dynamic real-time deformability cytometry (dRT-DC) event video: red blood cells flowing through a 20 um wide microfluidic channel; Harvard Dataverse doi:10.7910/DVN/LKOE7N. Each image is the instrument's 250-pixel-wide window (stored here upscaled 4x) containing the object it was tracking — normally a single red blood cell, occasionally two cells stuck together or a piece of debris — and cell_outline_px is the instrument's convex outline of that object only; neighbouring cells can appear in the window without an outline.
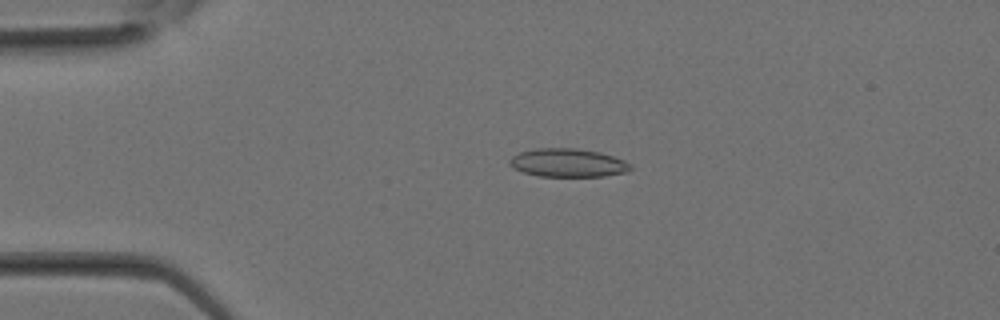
{"species": "Egyptian fruit bat (a non-hibernating species)", "species_latin": "Rousettus aegyptiacus", "temperature_condition": "room temperature", "stored_images_in_passage": 31, "camera_frame_rate_fps": 3000, "um_per_image_px": 0.085, "animal": {"sex": "female"}, "frame": {"image": 1, "passage_image": 6, "time_ms": 1.667, "image_size_px": [1000, 320], "cell_outline_px": [[632, 168], [628, 172], [604, 176], [540, 176], [524, 172], [512, 168], [508, 164], [508, 160], [512, 156], [520, 152], [536, 148], [576, 148], [600, 152], [624, 160], [632, 164]], "centroid_in_image_um": [48.27, 13.83], "position_along_channel_um": 36.7, "area_um2": 20.11}}
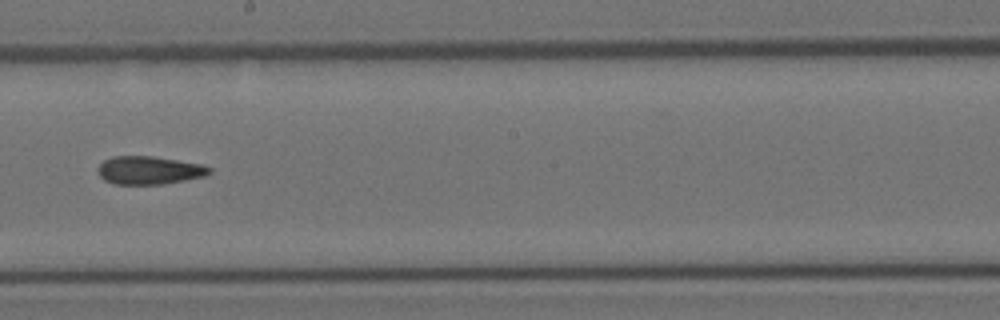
{"frame": {"image": 2, "passage_image": 17, "time_ms": 5.333, "image_size_px": [1000, 320], "cell_outline_px": [[212, 172], [204, 176], [184, 180], [160, 184], [116, 184], [104, 180], [100, 176], [96, 168], [104, 160], [112, 156], [152, 156], [204, 164], [212, 168]], "centroid_in_image_um": [12.68, 14.46], "position_along_channel_um": 235.5, "area_um2": 18.32}}
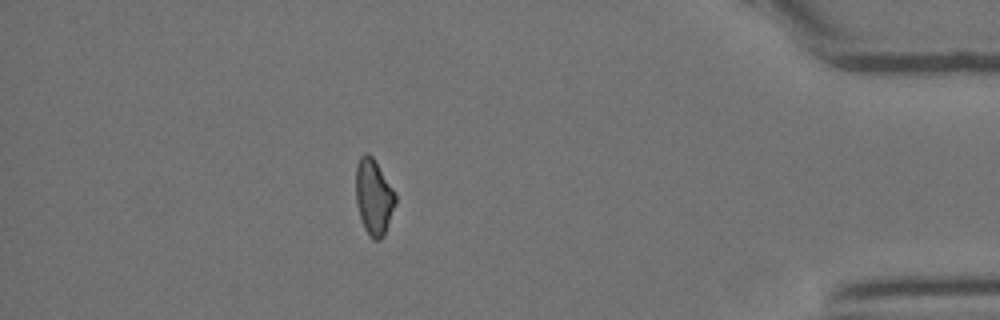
{"frame": {"image": 3, "passage_image": 27, "time_ms": 8.667, "image_size_px": [1000, 320], "cell_outline_px": [[396, 204], [384, 236], [380, 240], [372, 240], [368, 236], [364, 228], [356, 204], [356, 164], [360, 156], [364, 152], [368, 152], [372, 156], [396, 192]], "centroid_in_image_um": [31.77, 16.75], "position_along_channel_um": 403.4, "area_um2": 17.8}}